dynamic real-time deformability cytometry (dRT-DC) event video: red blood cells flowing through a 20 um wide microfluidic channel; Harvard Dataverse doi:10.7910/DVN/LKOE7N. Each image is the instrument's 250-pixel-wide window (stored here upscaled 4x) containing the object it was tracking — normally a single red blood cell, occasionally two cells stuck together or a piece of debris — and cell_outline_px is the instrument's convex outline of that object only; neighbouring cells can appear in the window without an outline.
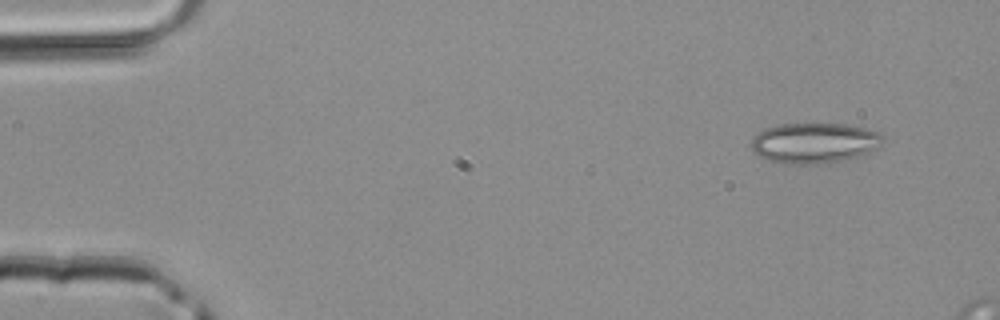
{"species": "common noctule bat (a hibernating species)", "species_latin": "Nyctalus noctula", "temperature_condition": "room temperature", "stored_images_in_passage": 3, "camera_frame_rate_fps": 3000, "um_per_image_px": 0.085, "animal": {"sex": "male", "body_mass_g": 20.4}, "frame": {"image": 1, "passage_image": 1, "time_ms": 0.0, "image_size_px": [1000, 320], "cell_outline_px": [[884, 140], [880, 148], [856, 156], [840, 160], [816, 164], [788, 164], [764, 160], [752, 148], [752, 136], [764, 128], [780, 124], [848, 124], [880, 132], [884, 136]], "centroid_in_image_um": [69.22, 12.14], "position_along_channel_um": 15.8, "area_um2": 31.1}}